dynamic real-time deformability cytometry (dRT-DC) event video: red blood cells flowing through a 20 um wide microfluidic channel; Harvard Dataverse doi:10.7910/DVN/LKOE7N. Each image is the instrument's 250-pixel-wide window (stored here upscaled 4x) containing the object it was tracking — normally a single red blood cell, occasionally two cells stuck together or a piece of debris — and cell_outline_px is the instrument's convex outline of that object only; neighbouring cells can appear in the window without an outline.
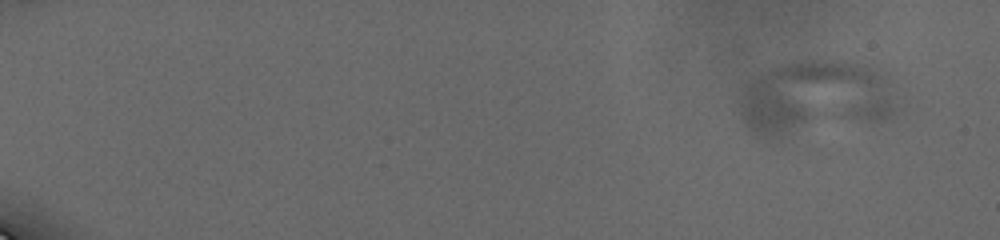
{"species": "human", "species_latin": "Homo sapiens", "temperature_condition": "cold", "stored_images_in_passage": 26, "camera_frame_rate_fps": 3000, "um_per_image_px": 0.085, "donor": {"sex": "male"}, "frame": {"image": 1, "passage_image": 1, "time_ms": 0.0, "image_size_px": [1000, 240], "cell_outline_px": [[900, 108], [892, 116], [884, 120], [780, 140], [776, 140], [752, 132], [744, 124], [740, 116], [740, 100], [748, 84], [752, 80], [784, 64], [804, 60], [840, 60], [856, 64], [880, 72], [888, 80]], "centroid_in_image_um": [69.33, 8.4], "position_along_channel_um": 15.7, "area_um2": 69.07}}
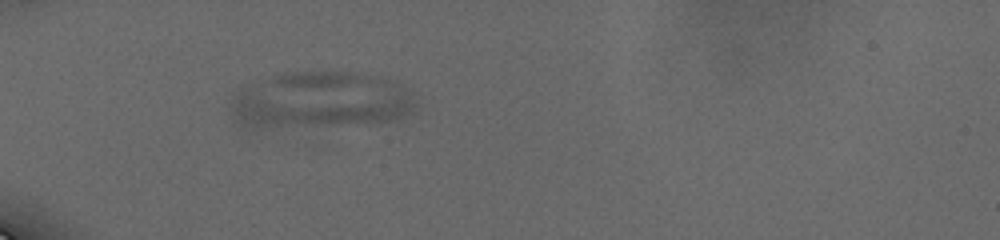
{"frame": {"image": 2, "passage_image": 12, "time_ms": 5.667, "image_size_px": [1000, 240], "cell_outline_px": [[416, 112], [400, 120], [376, 124], [260, 128], [244, 128], [236, 124], [228, 108], [232, 96], [252, 84], [280, 72], [360, 72], [380, 76], [396, 80], [412, 96], [416, 104]], "centroid_in_image_um": [27.28, 8.56], "position_along_channel_um": 57.7, "area_um2": 62.83}}